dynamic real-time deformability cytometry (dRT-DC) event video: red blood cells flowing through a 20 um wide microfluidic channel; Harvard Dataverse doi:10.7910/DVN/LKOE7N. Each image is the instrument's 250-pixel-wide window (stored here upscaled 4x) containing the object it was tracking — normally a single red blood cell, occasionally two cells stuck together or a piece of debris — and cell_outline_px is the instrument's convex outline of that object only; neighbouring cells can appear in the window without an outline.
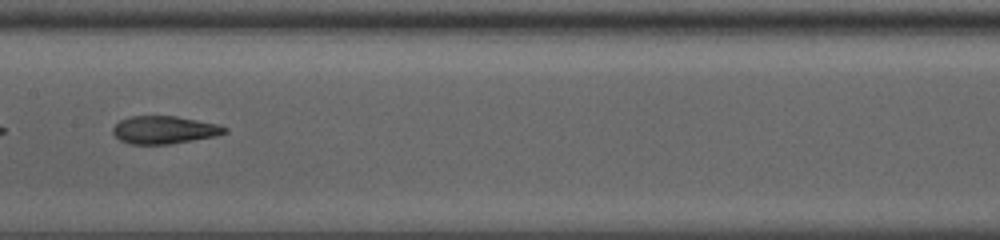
{"species": "common noctule bat (a hibernating species)", "species_latin": "Nyctalus noctula", "temperature_condition": "room temperature", "stored_images_in_passage": 33, "camera_frame_rate_fps": 3000, "um_per_image_px": 0.085, "animal": {"sex": "male", "body_mass_g": 13.0, "forearm_length_mm": 53.1}, "frame": {"image": 1, "passage_image": 10, "time_ms": 3.0, "image_size_px": [1000, 240], "cell_outline_px": [[228, 132], [216, 136], [168, 144], [128, 144], [120, 140], [112, 132], [112, 128], [120, 120], [132, 116], [176, 116], [220, 124], [228, 128]], "centroid_in_image_um": [13.98, 11.04], "position_along_channel_um": 193.4, "area_um2": 18.15}}
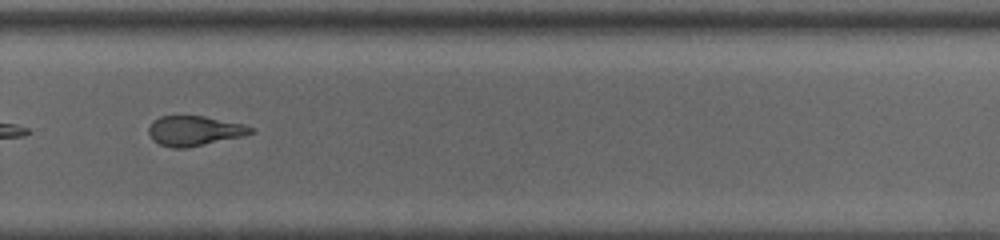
{"frame": {"image": 2, "passage_image": 19, "time_ms": 6.0, "image_size_px": [1000, 240], "cell_outline_px": [[256, 132], [240, 136], [188, 148], [172, 148], [160, 144], [152, 140], [148, 132], [148, 128], [152, 120], [160, 116], [204, 116], [244, 124], [252, 128]], "centroid_in_image_um": [16.48, 11.11], "position_along_channel_um": 313.3, "area_um2": 17.74}, "authors_computed_cell_mechanics": {"area_um2": 18.7272, "velocity_mm_per_s": 4.0184, "shape_relaxation_time_tau1_ms": 11.1208, "shape_relaxation_time_tau2_ms": 1.4525, "deformation_change_tau1": 0.2862, "deformation_change_tau2": 0.0951}}